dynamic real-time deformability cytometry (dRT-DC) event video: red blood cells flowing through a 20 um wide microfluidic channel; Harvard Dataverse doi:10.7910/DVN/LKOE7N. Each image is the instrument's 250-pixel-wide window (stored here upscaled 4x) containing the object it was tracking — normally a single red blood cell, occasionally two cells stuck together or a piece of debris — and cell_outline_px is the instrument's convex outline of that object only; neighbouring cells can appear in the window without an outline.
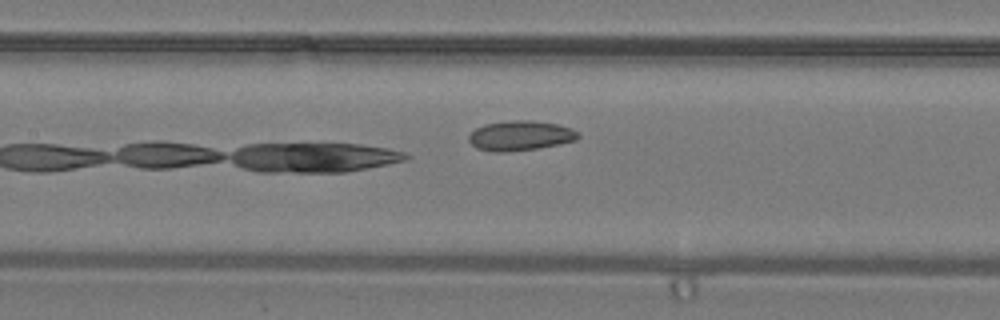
{"species": "common noctule bat (a hibernating species)", "species_latin": "Nyctalus noctula", "temperature_condition": "warm", "stored_images_in_passage": 9, "camera_frame_rate_fps": 3000, "um_per_image_px": 0.085, "animal": {"sex": "male", "body_mass_g": 19.2, "forearm_length_mm": 51.8}, "frame": {"image": 1, "passage_image": 7, "time_ms": 2.0, "image_size_px": [1000, 320], "cell_outline_px": [[580, 136], [576, 140], [560, 144], [536, 148], [504, 152], [492, 152], [476, 148], [468, 140], [468, 136], [476, 128], [484, 124], [512, 120], [532, 120], [556, 124], [572, 128]], "centroid_in_image_um": [44.2, 11.53], "position_along_channel_um": 163.2, "area_um2": 18.96}}